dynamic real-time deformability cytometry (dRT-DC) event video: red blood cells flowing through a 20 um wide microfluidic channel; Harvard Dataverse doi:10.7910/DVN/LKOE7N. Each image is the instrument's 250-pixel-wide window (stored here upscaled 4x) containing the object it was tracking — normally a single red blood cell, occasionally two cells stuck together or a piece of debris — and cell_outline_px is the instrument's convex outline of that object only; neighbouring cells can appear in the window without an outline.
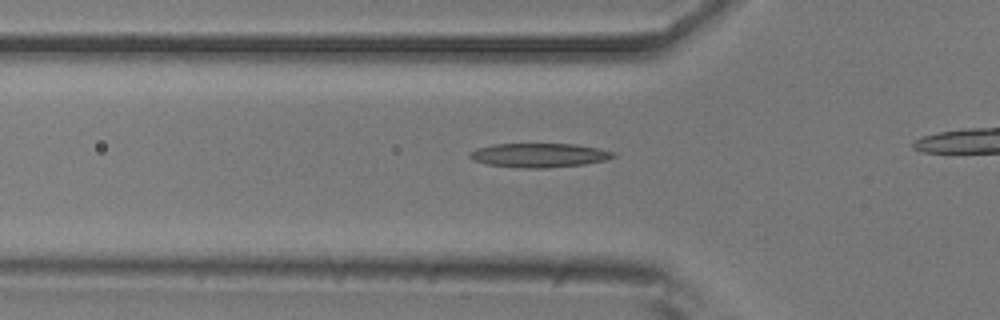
{"species": "common noctule bat (a hibernating species)", "species_latin": "Nyctalus noctula", "temperature_condition": "room temperature", "stored_images_in_passage": 17, "camera_frame_rate_fps": 3000, "um_per_image_px": 0.085, "animal": {"sex": "male", "body_mass_g": 20.5, "forearm_length_mm": 52.5}, "frame": {"image": 1, "passage_image": 2, "time_ms": 0.333, "image_size_px": [1000, 320], "cell_outline_px": [[616, 156], [604, 160], [584, 164], [548, 168], [520, 168], [488, 164], [472, 160], [468, 156], [468, 152], [476, 148], [492, 144], [576, 144], [600, 148], [612, 152]], "centroid_in_image_um": [45.78, 13.19], "position_along_channel_um": 80.0, "area_um2": 20.23}}
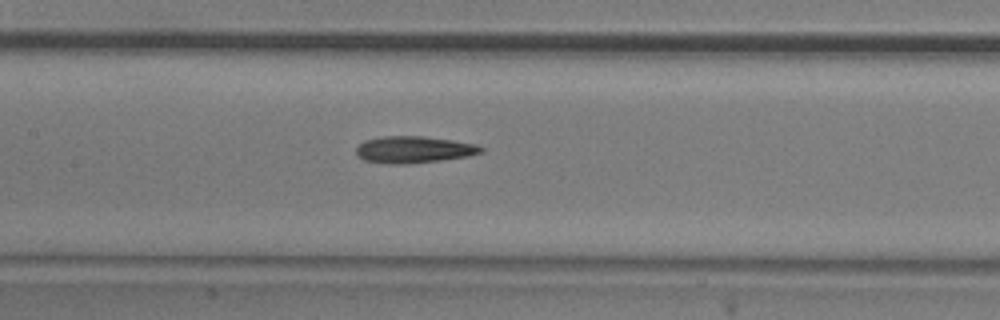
{"frame": {"image": 2, "passage_image": 9, "time_ms": 2.667, "image_size_px": [1000, 320], "cell_outline_px": [[484, 148], [480, 152], [468, 156], [440, 160], [408, 164], [384, 164], [364, 160], [356, 152], [356, 148], [364, 140], [380, 136], [420, 136], [452, 140], [476, 144]], "centroid_in_image_um": [35.13, 12.71], "position_along_channel_um": 172.3, "area_um2": 19.42}}
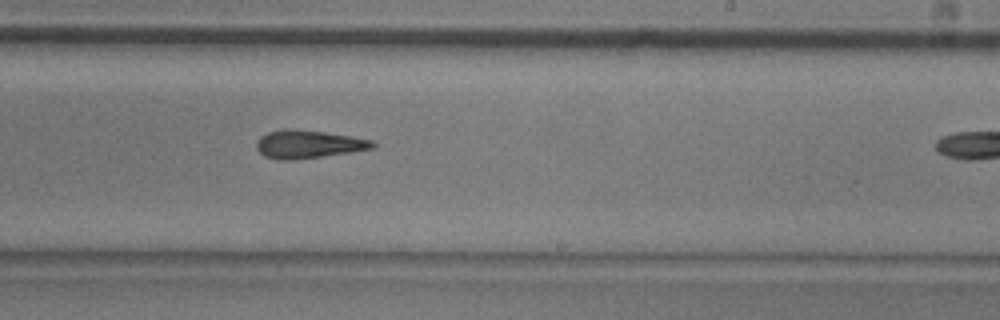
{"frame": {"image": 3, "passage_image": 16, "time_ms": 5.0, "image_size_px": [1000, 320], "cell_outline_px": [[376, 148], [352, 152], [292, 160], [276, 160], [264, 156], [256, 148], [256, 140], [260, 136], [268, 132], [284, 128], [292, 128], [324, 132], [352, 136], [372, 140], [376, 144]], "centroid_in_image_um": [26.19, 12.25], "position_along_channel_um": 262.8, "area_um2": 19.25}}